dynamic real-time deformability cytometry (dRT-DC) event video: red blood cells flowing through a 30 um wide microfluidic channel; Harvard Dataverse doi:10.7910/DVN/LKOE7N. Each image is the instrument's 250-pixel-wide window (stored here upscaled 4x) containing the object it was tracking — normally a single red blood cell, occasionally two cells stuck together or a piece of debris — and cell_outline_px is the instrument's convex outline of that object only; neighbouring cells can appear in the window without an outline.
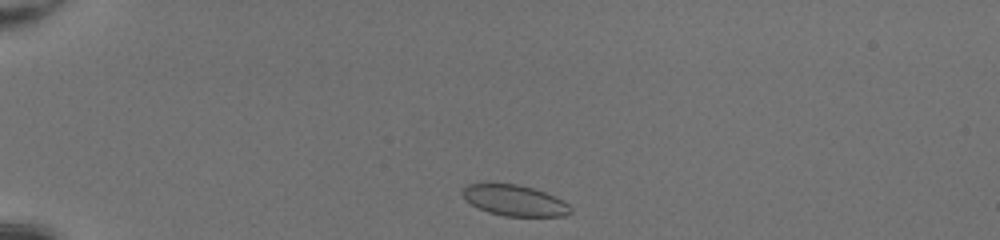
{"species": "common noctule bat (a hibernating species)", "species_latin": "Nyctalus noctula", "temperature_condition": "room temperature", "stored_images_in_passage": 38, "camera_frame_rate_fps": 3000, "um_per_image_px": 0.085, "animal": {"sex": "female", "body_mass_g": 20.0, "forearm_length_mm": 54.0}, "frame": {"image": 1, "passage_image": 1, "time_ms": 0.0, "image_size_px": [1000, 240], "cell_outline_px": [[572, 212], [564, 216], [504, 216], [488, 212], [464, 200], [460, 192], [468, 184], [516, 184], [532, 188], [556, 196], [564, 200], [572, 208]], "centroid_in_image_um": [43.75, 17.04], "position_along_channel_um": 41.2, "area_um2": 19.42}}
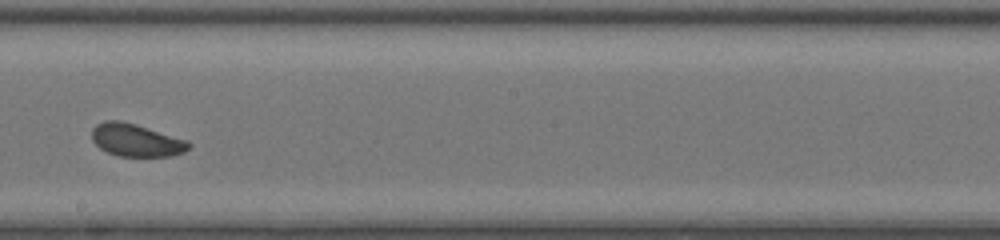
{"frame": {"image": 2, "passage_image": 19, "time_ms": 6.0, "image_size_px": [1000, 240], "cell_outline_px": [[192, 144], [184, 152], [168, 156], [116, 156], [100, 148], [92, 140], [92, 128], [96, 124], [104, 120], [120, 120], [136, 124], [188, 140]], "centroid_in_image_um": [11.56, 11.9], "position_along_channel_um": 236.6, "area_um2": 18.5}}
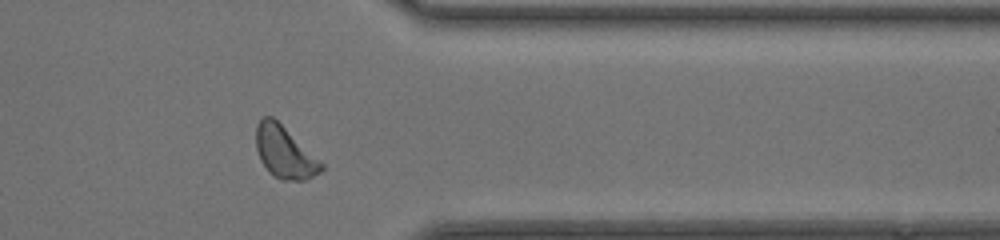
{"frame": {"image": 3, "passage_image": 30, "time_ms": 9.667, "image_size_px": [1000, 240], "cell_outline_px": [[324, 168], [320, 172], [304, 180], [280, 180], [268, 172], [260, 160], [256, 148], [256, 124], [260, 116], [272, 116], [324, 164]], "centroid_in_image_um": [24.15, 12.94], "position_along_channel_um": 387.2, "area_um2": 19.65}, "authors_computed_cell_mechanics": {"area_um2": 18.9873, "velocity_mm_per_s": 4.2391, "shape_relaxation_time_tau1_ms": 1.712, "shape_relaxation_time_tau2_ms": null, "deformation_change_tau1": 0.0641, "deformation_change_tau2": null}}